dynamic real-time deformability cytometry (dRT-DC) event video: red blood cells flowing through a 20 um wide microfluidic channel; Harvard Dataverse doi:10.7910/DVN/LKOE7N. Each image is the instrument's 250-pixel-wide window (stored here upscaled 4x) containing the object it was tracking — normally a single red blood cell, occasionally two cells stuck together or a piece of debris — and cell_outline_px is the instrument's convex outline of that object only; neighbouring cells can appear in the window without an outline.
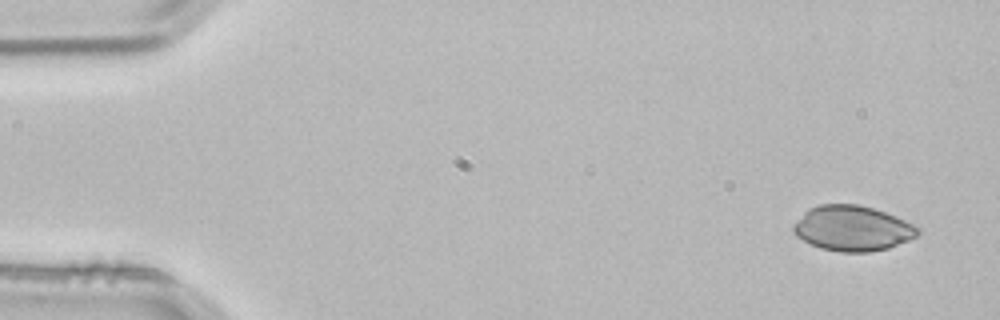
{"species": "common noctule bat (a hibernating species)", "species_latin": "Nyctalus noctula", "temperature_condition": "room temperature", "stored_images_in_passage": 5, "camera_frame_rate_fps": 3000, "um_per_image_px": 0.085, "animal": {"sex": "male", "body_mass_g": 21.5, "forearm_length_mm": 52.0}, "frame": {"image": 1, "passage_image": 1, "time_ms": 0.0, "image_size_px": [1000, 320], "cell_outline_px": [[920, 232], [916, 236], [908, 240], [888, 248], [868, 252], [840, 252], [820, 248], [796, 236], [792, 232], [792, 224], [808, 208], [820, 204], [856, 204], [872, 208], [896, 216], [916, 224], [920, 228]], "centroid_in_image_um": [72.45, 19.4], "position_along_channel_um": 12.6, "area_um2": 32.95}}